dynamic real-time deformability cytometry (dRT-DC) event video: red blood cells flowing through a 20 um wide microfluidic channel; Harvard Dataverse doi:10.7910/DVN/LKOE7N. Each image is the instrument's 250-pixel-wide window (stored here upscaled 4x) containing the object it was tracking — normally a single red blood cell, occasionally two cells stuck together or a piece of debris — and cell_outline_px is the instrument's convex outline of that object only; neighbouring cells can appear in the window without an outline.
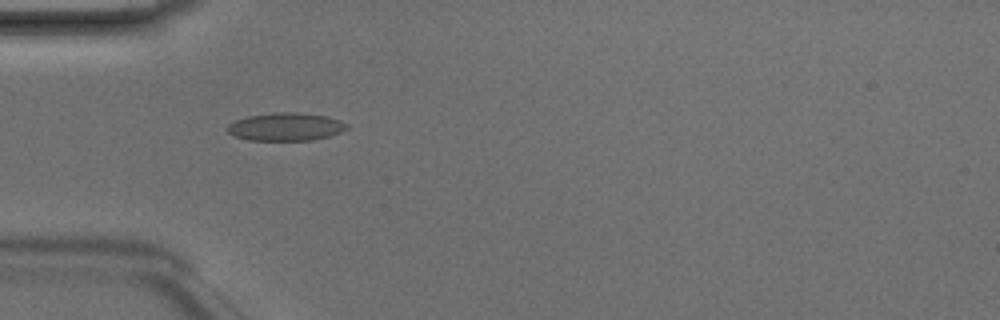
{"species": "Egyptian fruit bat (a non-hibernating species)", "species_latin": "Rousettus aegyptiacus", "temperature_condition": "room temperature", "stored_images_in_passage": 4, "camera_frame_rate_fps": 3000, "um_per_image_px": 0.085, "animal": {"sex": "male"}, "frame": {"image": 1, "passage_image": 3, "time_ms": 0.667, "image_size_px": [1000, 320], "cell_outline_px": [[348, 128], [340, 132], [328, 136], [312, 140], [248, 140], [236, 136], [228, 132], [228, 124], [236, 120], [248, 116], [276, 112], [296, 112], [328, 116], [340, 120], [348, 124]], "centroid_in_image_um": [24.31, 10.77], "position_along_channel_um": 60.7, "area_um2": 19.36}}